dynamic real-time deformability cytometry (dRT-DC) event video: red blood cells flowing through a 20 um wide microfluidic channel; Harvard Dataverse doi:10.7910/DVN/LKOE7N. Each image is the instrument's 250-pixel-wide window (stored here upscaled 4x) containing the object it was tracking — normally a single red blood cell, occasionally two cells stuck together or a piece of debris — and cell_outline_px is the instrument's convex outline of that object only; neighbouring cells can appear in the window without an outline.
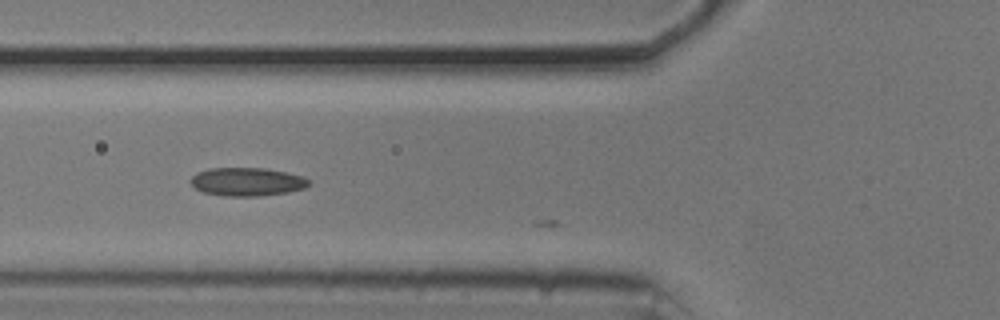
{"species": "common noctule bat (a hibernating species)", "species_latin": "Nyctalus noctula", "temperature_condition": "cold", "stored_images_in_passage": 10, "camera_frame_rate_fps": 3000, "um_per_image_px": 0.085, "animal": {"sex": "male", "body_mass_g": 20.5, "forearm_length_mm": 52.5}, "frame": {"image": 1, "passage_image": 4, "time_ms": 1.0, "image_size_px": [1000, 320], "cell_outline_px": [[312, 184], [304, 188], [288, 192], [260, 196], [224, 196], [204, 192], [196, 188], [192, 184], [192, 176], [196, 172], [212, 168], [264, 168], [284, 172], [300, 176], [312, 180]], "centroid_in_image_um": [21.03, 15.45], "position_along_channel_um": 104.8, "area_um2": 19.42}}
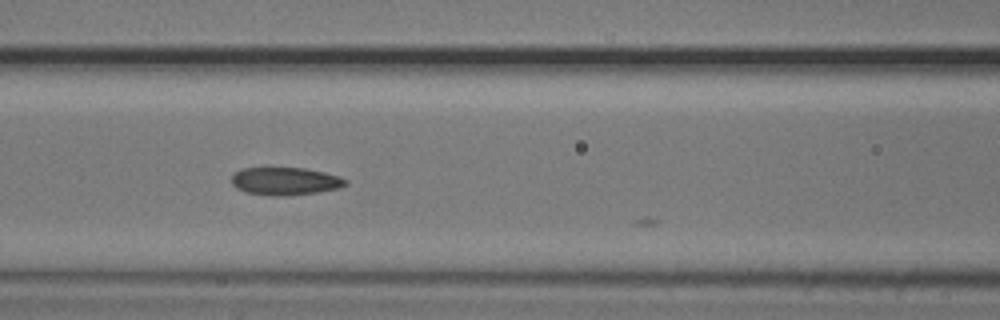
{"frame": {"image": 2, "passage_image": 7, "time_ms": 2.0, "image_size_px": [1000, 320], "cell_outline_px": [[348, 184], [340, 188], [320, 192], [280, 196], [272, 196], [244, 192], [236, 188], [232, 184], [232, 176], [240, 168], [304, 168], [324, 172], [340, 176], [348, 180]], "centroid_in_image_um": [24.26, 15.4], "position_along_channel_um": 142.3, "area_um2": 18.61}}